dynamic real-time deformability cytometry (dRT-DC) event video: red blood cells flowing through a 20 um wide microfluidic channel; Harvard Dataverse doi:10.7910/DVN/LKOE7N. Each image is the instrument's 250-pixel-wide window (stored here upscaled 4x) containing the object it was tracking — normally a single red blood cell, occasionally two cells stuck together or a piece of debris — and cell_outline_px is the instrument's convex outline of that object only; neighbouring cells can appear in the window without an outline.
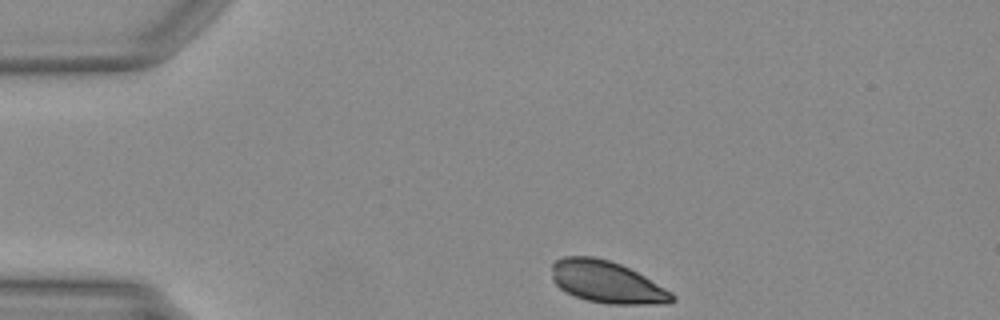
{"species": "Egyptian fruit bat (a non-hibernating species)", "species_latin": "Rousettus aegyptiacus", "temperature_condition": "warm", "stored_images_in_passage": 37, "camera_frame_rate_fps": 3000, "um_per_image_px": 0.085, "animal": {"sex": "female"}, "frame": {"image": 1, "passage_image": 1, "time_ms": 0.0, "image_size_px": [1000, 320], "cell_outline_px": [[676, 300], [664, 304], [608, 304], [588, 300], [576, 296], [560, 288], [552, 280], [552, 264], [556, 260], [564, 256], [592, 256], [608, 260], [620, 264], [644, 276], [672, 292], [676, 296]], "centroid_in_image_um": [51.59, 23.98], "position_along_channel_um": 33.4, "area_um2": 29.25}}
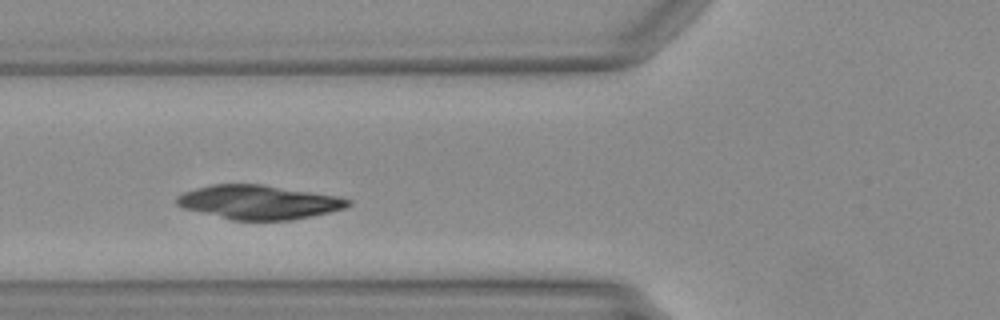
{"frame": {"image": 2, "passage_image": 10, "time_ms": 3.0, "image_size_px": [1000, 320], "cell_outline_px": [[352, 204], [344, 208], [312, 216], [288, 220], [232, 220], [184, 208], [176, 204], [176, 196], [184, 192], [196, 188], [212, 184], [260, 184], [340, 196], [352, 200]], "centroid_in_image_um": [22.01, 17.18], "position_along_channel_um": 103.8, "area_um2": 33.87}}
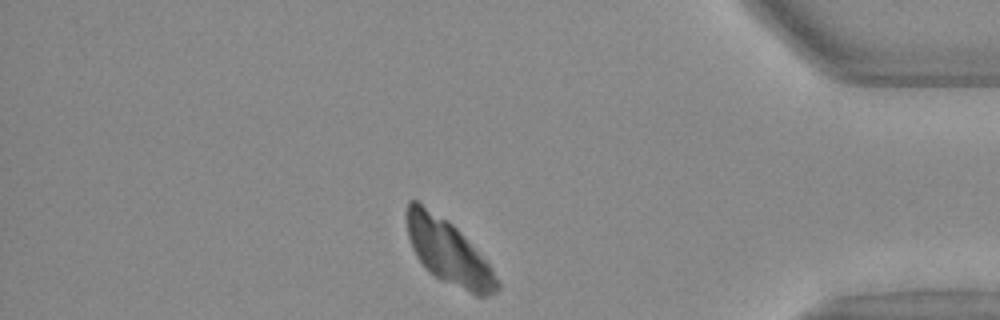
{"frame": {"image": 3, "passage_image": 34, "time_ms": 11.0, "image_size_px": [1000, 320], "cell_outline_px": [[500, 288], [496, 292], [488, 296], [476, 296], [440, 280], [428, 272], [416, 256], [412, 248], [408, 236], [408, 200], [416, 200], [452, 224], [464, 236], [488, 264], [500, 284]], "centroid_in_image_um": [38.11, 21.47], "position_along_channel_um": 397.1, "area_um2": 33.29}}